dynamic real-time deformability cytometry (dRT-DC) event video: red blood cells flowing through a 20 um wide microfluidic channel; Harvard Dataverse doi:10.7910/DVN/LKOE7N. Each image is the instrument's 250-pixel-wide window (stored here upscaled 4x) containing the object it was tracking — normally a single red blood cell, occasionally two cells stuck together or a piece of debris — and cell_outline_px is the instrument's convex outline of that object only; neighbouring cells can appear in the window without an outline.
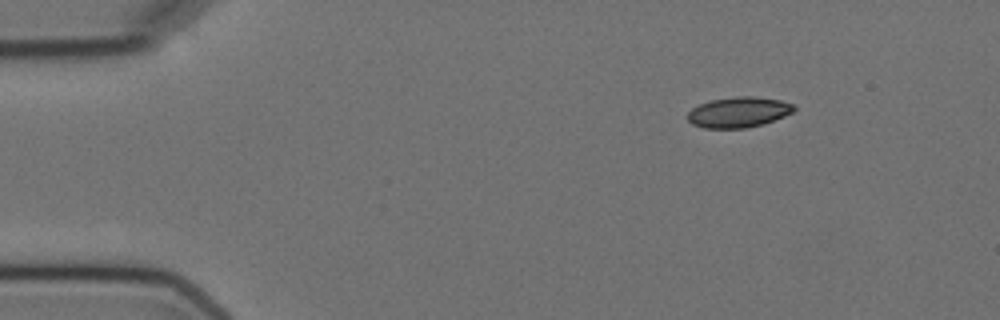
{"species": "Egyptian fruit bat (a non-hibernating species)", "species_latin": "Rousettus aegyptiacus", "temperature_condition": "cold", "stored_images_in_passage": 3, "camera_frame_rate_fps": 3000, "um_per_image_px": 0.085, "animal": {"sex": "female"}, "frame": {"image": 1, "passage_image": 1, "time_ms": 0.0, "image_size_px": [1000, 320], "cell_outline_px": [[796, 108], [792, 112], [784, 116], [760, 124], [744, 128], [704, 128], [692, 124], [688, 120], [688, 112], [692, 108], [700, 104], [712, 100], [736, 96], [752, 96], [780, 100], [792, 104]], "centroid_in_image_um": [62.75, 9.53], "position_along_channel_um": 22.3, "area_um2": 18.61}}